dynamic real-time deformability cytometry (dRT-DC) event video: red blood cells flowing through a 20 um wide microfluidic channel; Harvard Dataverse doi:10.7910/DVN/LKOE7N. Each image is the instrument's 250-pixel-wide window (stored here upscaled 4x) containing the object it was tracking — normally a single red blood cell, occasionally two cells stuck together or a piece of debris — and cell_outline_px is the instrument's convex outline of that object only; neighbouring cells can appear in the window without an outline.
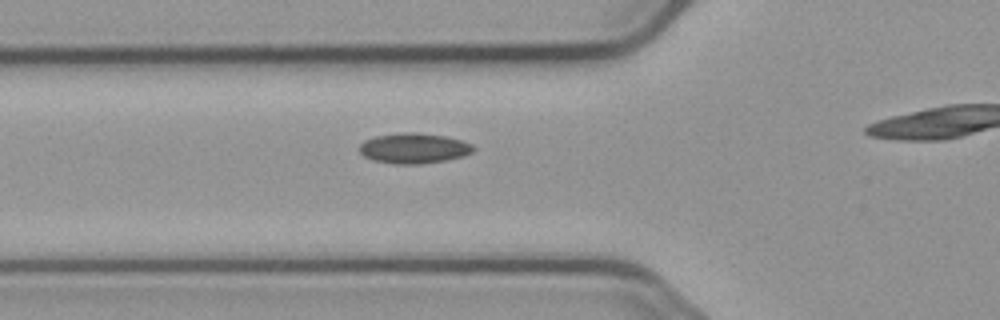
{"species": "common noctule bat (a hibernating species)", "species_latin": "Nyctalus noctula", "temperature_condition": "cold", "stored_images_in_passage": 6, "camera_frame_rate_fps": 3000, "um_per_image_px": 0.085, "animal": {"sex": "male", "body_mass_g": 23.1, "forearm_length_mm": 52.7}, "frame": {"image": 1, "passage_image": 6, "time_ms": 6.667, "image_size_px": [1000, 320], "cell_outline_px": [[476, 148], [472, 152], [464, 156], [444, 160], [420, 164], [396, 164], [372, 160], [364, 156], [356, 148], [364, 140], [376, 136], [404, 132], [416, 132], [448, 136], [464, 140], [472, 144]], "centroid_in_image_um": [35.18, 12.59], "position_along_channel_um": 90.6, "area_um2": 20.4}}